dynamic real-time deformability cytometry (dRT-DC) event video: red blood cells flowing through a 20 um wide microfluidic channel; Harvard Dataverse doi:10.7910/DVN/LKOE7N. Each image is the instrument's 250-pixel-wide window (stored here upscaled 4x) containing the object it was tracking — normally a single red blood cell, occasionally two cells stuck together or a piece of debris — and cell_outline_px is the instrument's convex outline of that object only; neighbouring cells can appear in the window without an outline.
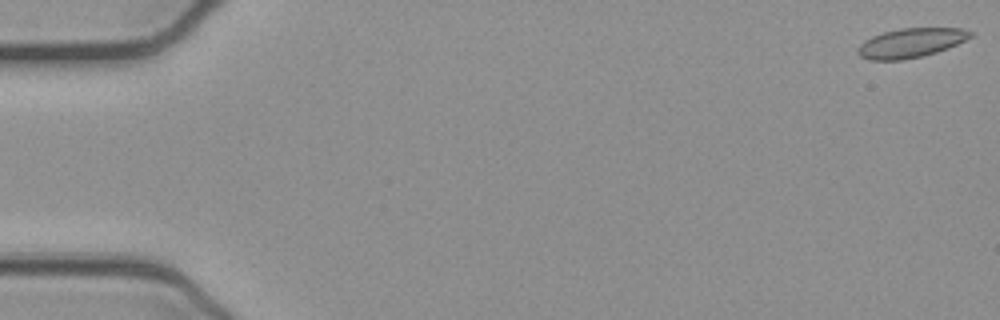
{"species": "common noctule bat (a hibernating species)", "species_latin": "Nyctalus noctula", "temperature_condition": "cold", "stored_images_in_passage": 53, "camera_frame_rate_fps": 3000, "um_per_image_px": 0.085, "animal": {"sex": "female", "body_mass_g": 21.9}, "frame": {"image": 1, "passage_image": 1, "time_ms": 0.0, "image_size_px": [1000, 320], "cell_outline_px": [[976, 32], [972, 36], [948, 48], [924, 56], [904, 60], [868, 60], [860, 56], [856, 52], [860, 44], [864, 40], [872, 36], [884, 32], [900, 28], [960, 28]], "centroid_in_image_um": [77.41, 3.65], "position_along_channel_um": 7.6, "area_um2": 19.36}}
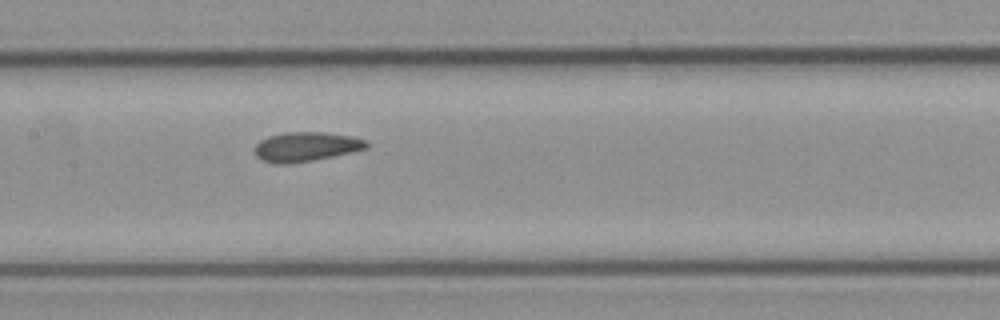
{"frame": {"image": 2, "passage_image": 26, "time_ms": 8.333, "image_size_px": [1000, 320], "cell_outline_px": [[368, 148], [332, 156], [312, 160], [288, 164], [276, 164], [264, 160], [256, 156], [256, 144], [260, 140], [268, 136], [284, 132], [324, 132], [352, 136], [368, 140]], "centroid_in_image_um": [26.03, 12.46], "position_along_channel_um": 181.4, "area_um2": 19.07}}
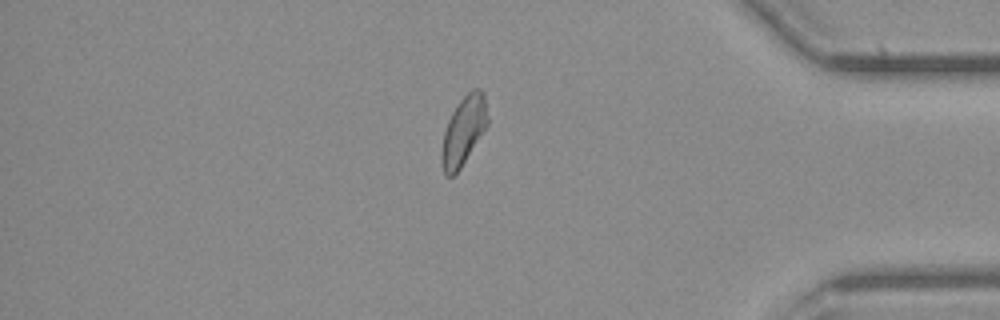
{"frame": {"image": 3, "passage_image": 45, "time_ms": 14.667, "image_size_px": [1000, 320], "cell_outline_px": [[488, 124], [484, 132], [460, 168], [452, 176], [448, 176], [444, 172], [440, 160], [440, 152], [444, 132], [448, 120], [456, 104], [472, 88], [480, 88], [484, 92], [488, 116]], "centroid_in_image_um": [39.41, 11.08], "position_along_channel_um": 395.8, "area_um2": 18.55}, "authors_computed_cell_mechanics": {"area_um2": 19.074, "velocity_mm_per_s": 3.8847, "shape_relaxation_time_tau1_ms": null, "shape_relaxation_time_tau2_ms": 3.674, "deformation_change_tau1": null, "deformation_change_tau2": 0.0893}}